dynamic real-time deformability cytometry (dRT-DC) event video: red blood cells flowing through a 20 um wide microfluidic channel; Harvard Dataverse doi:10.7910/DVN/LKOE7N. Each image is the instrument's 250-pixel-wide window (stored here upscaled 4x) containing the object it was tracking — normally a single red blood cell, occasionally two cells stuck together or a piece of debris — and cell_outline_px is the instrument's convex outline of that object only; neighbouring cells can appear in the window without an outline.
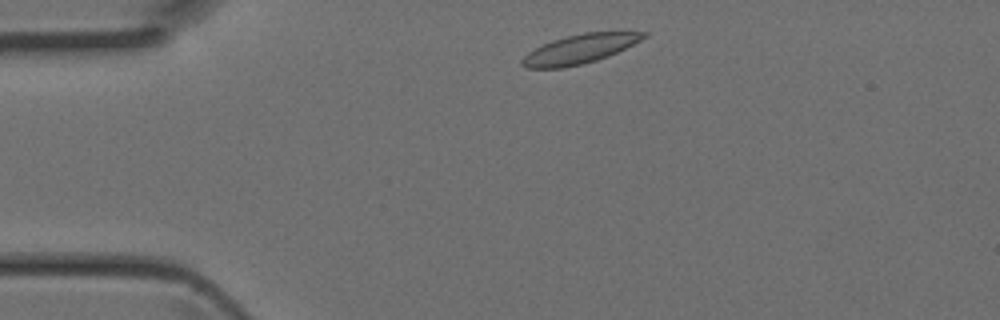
{"species": "Egyptian fruit bat (a non-hibernating species)", "species_latin": "Rousettus aegyptiacus", "temperature_condition": "room temperature", "stored_images_in_passage": 37, "camera_frame_rate_fps": 3000, "um_per_image_px": 0.085, "animal": {"sex": "female"}, "frame": {"image": 1, "passage_image": 2, "time_ms": 0.333, "image_size_px": [1000, 320], "cell_outline_px": [[648, 36], [608, 56], [596, 60], [580, 64], [560, 68], [528, 68], [520, 64], [520, 60], [528, 52], [552, 40], [584, 32], [648, 32]], "centroid_in_image_um": [49.25, 4.17], "position_along_channel_um": 35.8, "area_um2": 20.23}}
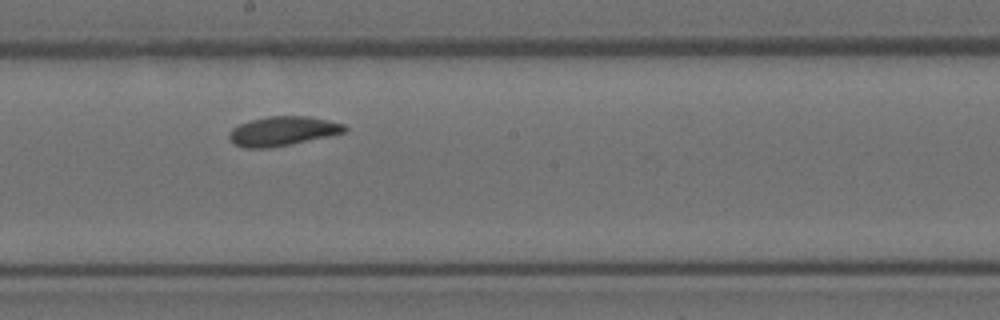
{"frame": {"image": 2, "passage_image": 17, "time_ms": 5.333, "image_size_px": [1000, 320], "cell_outline_px": [[348, 128], [344, 132], [328, 136], [292, 144], [268, 148], [244, 148], [236, 144], [228, 136], [228, 132], [232, 128], [240, 124], [252, 120], [268, 116], [308, 116], [328, 120], [344, 124]], "centroid_in_image_um": [24.03, 11.14], "position_along_channel_um": 224.2, "area_um2": 19.59}}
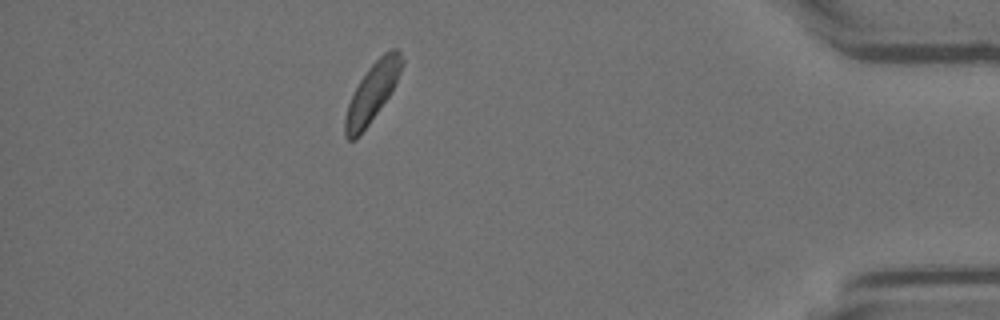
{"frame": {"image": 3, "passage_image": 32, "time_ms": 10.333, "image_size_px": [1000, 320], "cell_outline_px": [[404, 64], [392, 92], [360, 136], [356, 140], [348, 140], [344, 136], [344, 120], [348, 104], [360, 80], [368, 68], [384, 52], [392, 48], [396, 48], [400, 52], [404, 60]], "centroid_in_image_um": [31.65, 7.87], "position_along_channel_um": 403.5, "area_um2": 19.42}}